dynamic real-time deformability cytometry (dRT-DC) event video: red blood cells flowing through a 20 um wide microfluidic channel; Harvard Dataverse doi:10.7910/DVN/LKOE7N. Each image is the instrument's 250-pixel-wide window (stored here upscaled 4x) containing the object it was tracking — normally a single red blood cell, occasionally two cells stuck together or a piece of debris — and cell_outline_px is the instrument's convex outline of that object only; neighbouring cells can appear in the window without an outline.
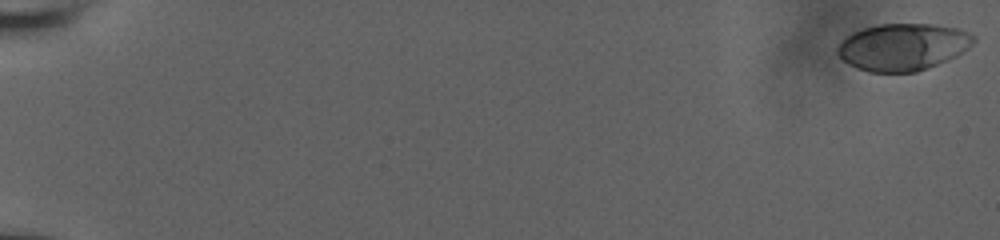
{"species": "human", "species_latin": "Homo sapiens", "temperature_condition": "room temperature", "stored_images_in_passage": 58, "camera_frame_rate_fps": 3000, "um_per_image_px": 0.085, "donor": {"sex": "male"}, "frame": {"image": 1, "passage_image": 1, "time_ms": 0.0, "image_size_px": [1000, 240], "cell_outline_px": [[976, 40], [968, 48], [956, 56], [948, 60], [928, 68], [916, 72], [868, 72], [856, 68], [848, 64], [836, 52], [836, 48], [840, 40], [852, 32], [864, 28], [880, 24], [936, 24], [956, 28], [976, 36]], "centroid_in_image_um": [76.72, 3.99], "position_along_channel_um": 8.3, "area_um2": 37.51}}
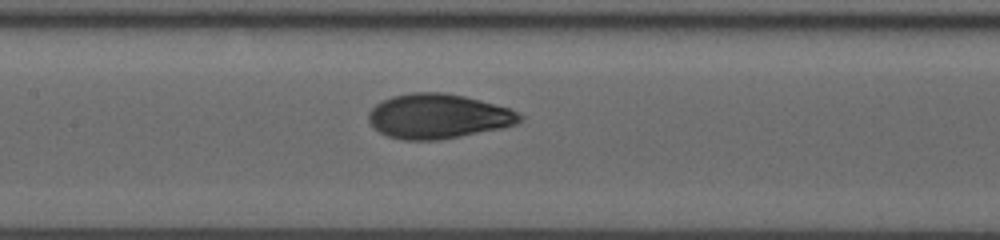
{"frame": {"image": 2, "passage_image": 31, "time_ms": 10.0, "image_size_px": [1000, 240], "cell_outline_px": [[524, 116], [516, 124], [504, 128], [440, 140], [404, 140], [388, 136], [380, 132], [368, 120], [368, 112], [376, 104], [392, 96], [412, 92], [444, 92], [464, 96], [480, 100], [508, 108]], "centroid_in_image_um": [37.24, 9.88], "position_along_channel_um": 170.2, "area_um2": 39.3}}
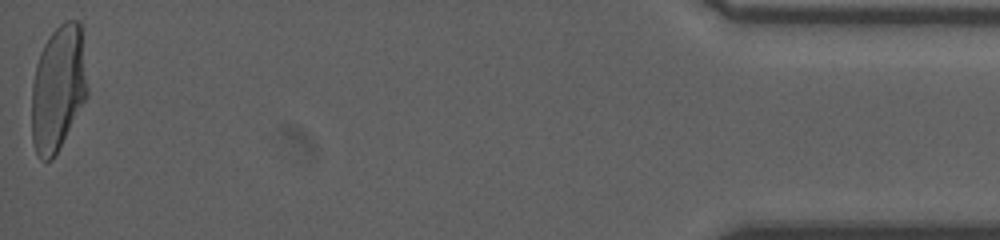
{"frame": {"image": 3, "passage_image": 58, "time_ms": 19.0, "image_size_px": [1000, 240], "cell_outline_px": [[88, 96], [52, 160], [40, 160], [36, 156], [32, 140], [32, 84], [36, 64], [40, 52], [44, 44], [52, 32], [64, 20], [80, 20], [88, 92]], "centroid_in_image_um": [4.93, 7.5], "position_along_channel_um": 430.3, "area_um2": 40.81}, "authors_computed_cell_mechanics": {"area_um2": 38.437, "velocity_mm_per_s": 3.8253, "shape_relaxation_time_tau1_ms": 3.7648, "shape_relaxation_time_tau2_ms": null, "deformation_change_tau1": 0.1691, "deformation_change_tau2": null}}